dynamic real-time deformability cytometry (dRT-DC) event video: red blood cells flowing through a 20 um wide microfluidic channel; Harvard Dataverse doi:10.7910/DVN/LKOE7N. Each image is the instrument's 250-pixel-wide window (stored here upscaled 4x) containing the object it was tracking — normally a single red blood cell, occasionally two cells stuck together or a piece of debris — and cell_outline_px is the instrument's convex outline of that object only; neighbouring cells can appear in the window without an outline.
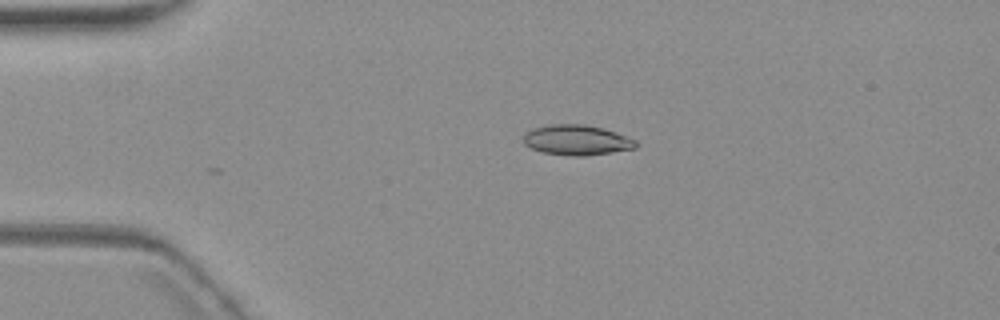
{"species": "common noctule bat (a hibernating species)", "species_latin": "Nyctalus noctula", "temperature_condition": "warm", "stored_images_in_passage": 4, "camera_frame_rate_fps": 3000, "um_per_image_px": 0.085, "animal": {"sex": "female", "body_mass_g": 19.3, "forearm_length_mm": 54.1}, "frame": {"image": 1, "passage_image": 1, "time_ms": 0.0, "image_size_px": [1000, 320], "cell_outline_px": [[636, 148], [588, 156], [572, 156], [544, 152], [532, 148], [524, 144], [524, 132], [532, 128], [548, 124], [584, 124], [604, 128], [616, 132], [636, 140]], "centroid_in_image_um": [49.01, 11.89], "position_along_channel_um": 36.0, "area_um2": 19.88}}
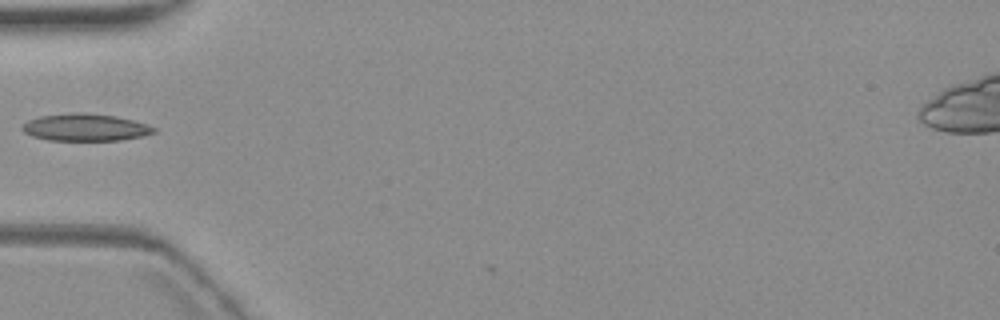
{"frame": {"image": 2, "passage_image": 3, "time_ms": 2.333, "image_size_px": [1000, 320], "cell_outline_px": [[156, 132], [140, 136], [120, 140], [48, 140], [32, 136], [24, 132], [20, 128], [28, 120], [40, 116], [76, 112], [88, 112], [116, 116], [148, 124], [156, 128]], "centroid_in_image_um": [7.25, 10.82], "position_along_channel_um": 77.8, "area_um2": 20.87}}
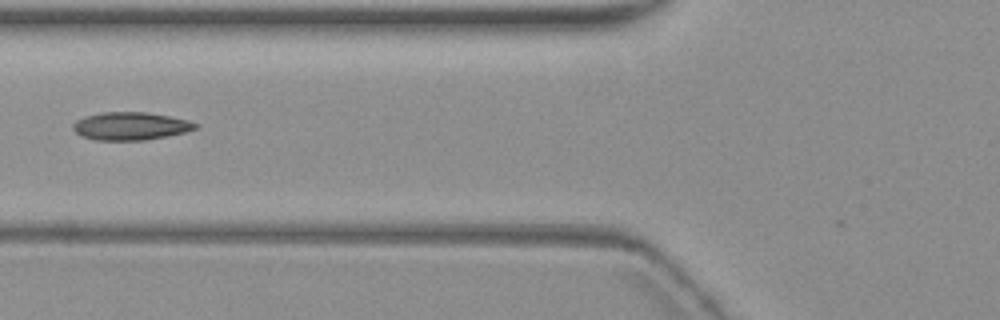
{"frame": {"image": 3, "passage_image": 4, "time_ms": 3.333, "image_size_px": [1000, 320], "cell_outline_px": [[200, 124], [196, 128], [184, 132], [168, 136], [144, 140], [96, 140], [80, 136], [72, 128], [72, 124], [76, 120], [84, 116], [100, 112], [148, 112], [188, 120]], "centroid_in_image_um": [11.07, 10.71], "position_along_channel_um": 114.7, "area_um2": 20.0}}